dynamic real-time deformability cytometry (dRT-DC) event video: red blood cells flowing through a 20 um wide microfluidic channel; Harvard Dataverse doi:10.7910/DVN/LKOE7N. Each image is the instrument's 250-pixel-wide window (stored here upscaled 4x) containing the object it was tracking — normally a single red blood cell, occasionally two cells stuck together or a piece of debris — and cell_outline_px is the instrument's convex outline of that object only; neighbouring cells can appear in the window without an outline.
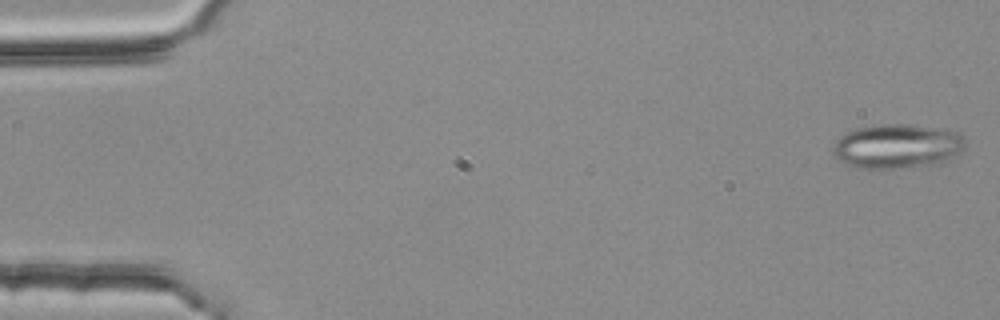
{"species": "common noctule bat (a hibernating species)", "species_latin": "Nyctalus noctula", "temperature_condition": "room temperature", "stored_images_in_passage": 55, "segment_of_instrument_passage": [1, 2], "camera_frame_rate_fps": 3000, "um_per_image_px": 0.085, "animal": {"sex": "female", "body_mass_g": 25.1}, "frame": {"image": 1, "passage_image": 1, "time_ms": 0.0, "image_size_px": [1000, 320], "cell_outline_px": [[964, 144], [960, 152], [948, 160], [940, 164], [892, 168], [864, 168], [844, 164], [832, 156], [832, 148], [836, 140], [844, 132], [856, 128], [872, 124], [908, 124], [948, 128], [960, 132], [964, 136]], "centroid_in_image_um": [76.25, 12.4], "position_along_channel_um": 8.7, "area_um2": 34.91}}
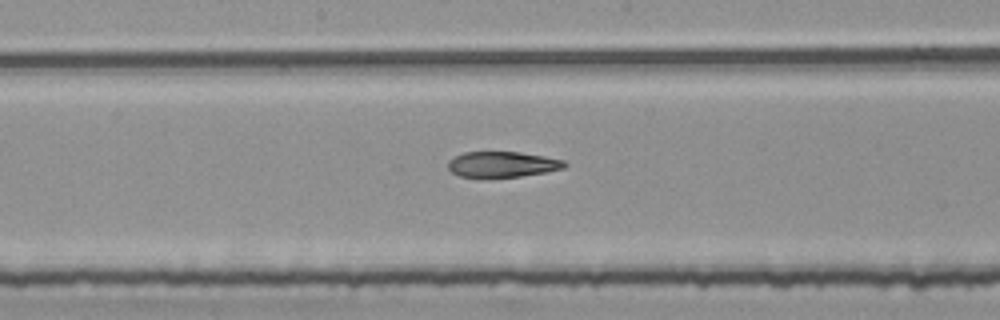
{"frame": {"image": 2, "passage_image": 28, "time_ms": 9.0, "image_size_px": [1000, 320], "cell_outline_px": [[568, 164], [564, 168], [548, 172], [520, 176], [460, 176], [452, 172], [448, 168], [448, 160], [464, 152], [520, 152], [544, 156], [564, 160]], "centroid_in_image_um": [42.74, 13.95], "position_along_channel_um": 205.5, "area_um2": 17.17}}
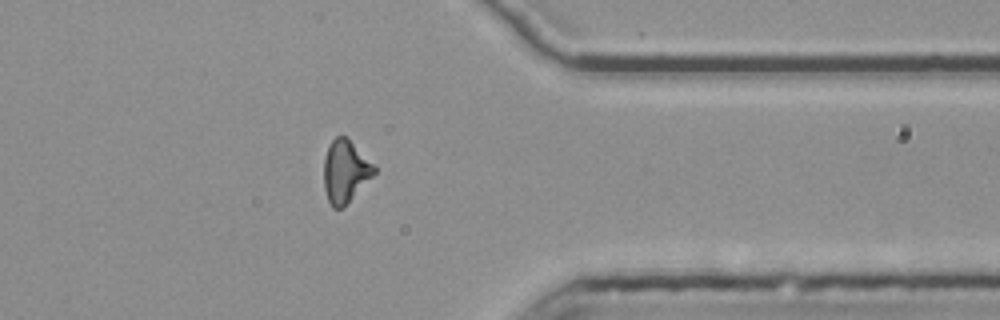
{"frame": {"image": 3, "passage_image": 43, "time_ms": 14.0, "image_size_px": [1000, 320], "cell_outline_px": [[376, 172], [340, 208], [332, 208], [328, 200], [324, 188], [324, 160], [328, 144], [336, 136], [344, 136], [376, 168]], "centroid_in_image_um": [29.29, 14.55], "position_along_channel_um": 382.1, "area_um2": 17.46}}